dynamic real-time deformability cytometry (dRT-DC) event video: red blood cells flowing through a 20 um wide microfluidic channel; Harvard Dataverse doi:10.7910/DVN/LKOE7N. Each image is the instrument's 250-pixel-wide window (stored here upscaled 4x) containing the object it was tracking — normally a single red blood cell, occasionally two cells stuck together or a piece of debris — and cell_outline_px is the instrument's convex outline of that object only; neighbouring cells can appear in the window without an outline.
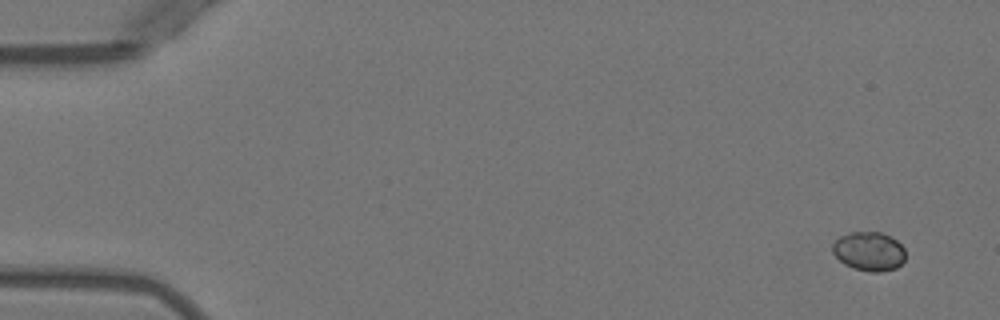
{"species": "Egyptian fruit bat (a non-hibernating species)", "species_latin": "Rousettus aegyptiacus", "temperature_condition": "warm", "stored_images_in_passage": 4, "camera_frame_rate_fps": 3000, "um_per_image_px": 0.085, "animal": {"sex": "female"}, "frame": {"image": 1, "passage_image": 1, "time_ms": 0.0, "image_size_px": [1000, 320], "cell_outline_px": [[904, 260], [896, 268], [880, 272], [872, 272], [852, 268], [844, 264], [832, 252], [832, 244], [840, 236], [848, 232], [880, 232], [896, 240], [904, 248]], "centroid_in_image_um": [73.84, 21.36], "position_along_channel_um": 11.2, "area_um2": 16.53}}